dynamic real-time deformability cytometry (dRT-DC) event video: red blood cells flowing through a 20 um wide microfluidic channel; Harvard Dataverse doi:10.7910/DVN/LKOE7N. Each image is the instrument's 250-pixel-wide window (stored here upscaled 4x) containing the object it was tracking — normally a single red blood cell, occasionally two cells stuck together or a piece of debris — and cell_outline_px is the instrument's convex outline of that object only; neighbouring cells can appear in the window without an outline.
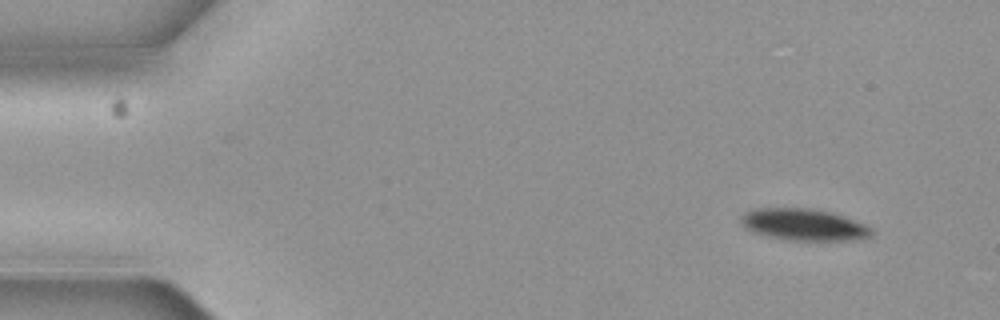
{"species": "common noctule bat (a hibernating species)", "species_latin": "Nyctalus noctula", "temperature_condition": "cold", "stored_images_in_passage": 5, "camera_frame_rate_fps": 3000, "um_per_image_px": 0.085, "animal": {"sex": "female", "body_mass_g": 19.3, "forearm_length_mm": 54.1}, "frame": {"image": 1, "passage_image": 1, "time_ms": 0.0, "image_size_px": [1000, 320], "cell_outline_px": [[872, 236], [848, 240], [792, 240], [768, 236], [744, 228], [740, 220], [744, 212], [756, 208], [812, 208], [832, 212], [844, 216], [864, 224], [872, 228]], "centroid_in_image_um": [68.31, 19.08], "position_along_channel_um": 16.7, "area_um2": 23.99}}
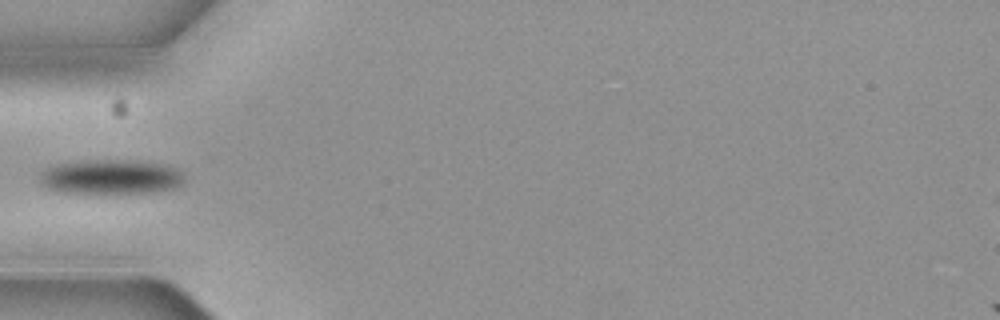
{"frame": {"image": 2, "passage_image": 4, "time_ms": 1.0, "image_size_px": [1000, 320], "cell_outline_px": [[184, 184], [176, 188], [152, 192], [60, 192], [40, 184], [40, 176], [48, 168], [56, 164], [88, 160], [128, 160], [168, 164], [176, 168], [184, 176]], "centroid_in_image_um": [9.49, 15.02], "position_along_channel_um": 75.5, "area_um2": 28.9}}
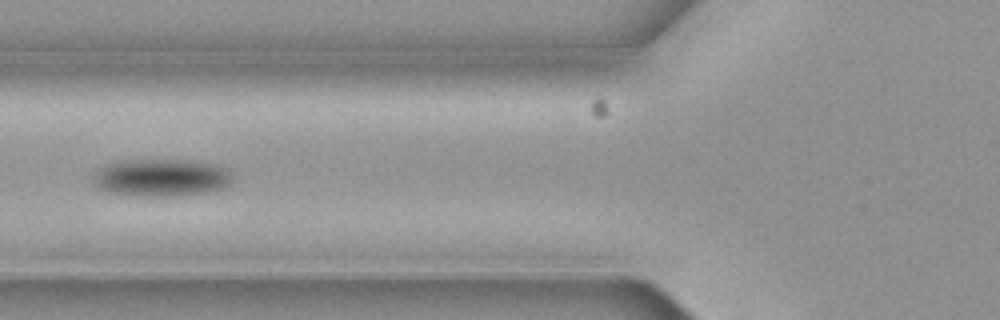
{"frame": {"image": 3, "passage_image": 5, "time_ms": 1.333, "image_size_px": [1000, 320], "cell_outline_px": [[232, 180], [224, 188], [208, 192], [180, 196], [140, 196], [108, 192], [100, 188], [96, 184], [92, 176], [96, 168], [104, 164], [120, 160], [196, 160], [216, 164], [228, 168], [232, 172]], "centroid_in_image_um": [13.73, 15.08], "position_along_channel_um": 112.1, "area_um2": 31.04}}